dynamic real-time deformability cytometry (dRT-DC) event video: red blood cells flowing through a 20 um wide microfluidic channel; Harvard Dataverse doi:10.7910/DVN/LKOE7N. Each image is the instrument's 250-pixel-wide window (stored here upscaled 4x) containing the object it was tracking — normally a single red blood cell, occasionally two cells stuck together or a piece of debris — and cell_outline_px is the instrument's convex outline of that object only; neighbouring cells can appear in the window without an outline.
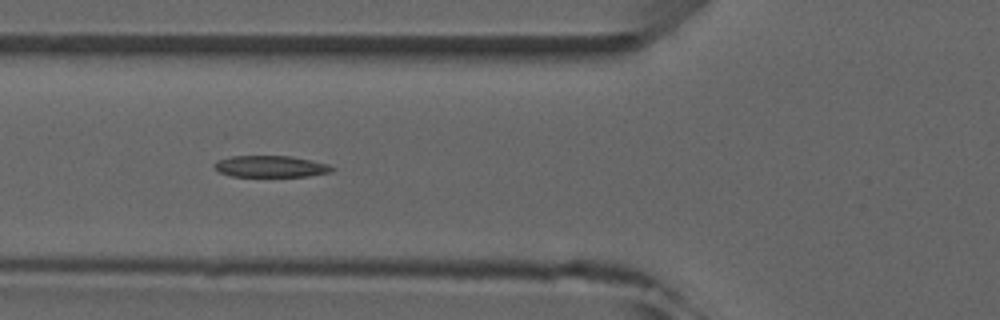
{"species": "common noctule bat (a hibernating species)", "species_latin": "Nyctalus noctula", "temperature_condition": "room temperature", "stored_images_in_passage": 8, "camera_frame_rate_fps": 3000, "um_per_image_px": 0.085, "animal": {"sex": "male", "forearm_length_mm": 52.5}, "frame": {"image": 1, "passage_image": 6, "time_ms": 5.667, "image_size_px": [1000, 320], "cell_outline_px": [[336, 168], [332, 172], [308, 176], [232, 176], [220, 172], [212, 164], [216, 160], [232, 156], [288, 156], [312, 160], [328, 164]], "centroid_in_image_um": [23.02, 14.14], "position_along_channel_um": 102.8, "area_um2": 14.74}}
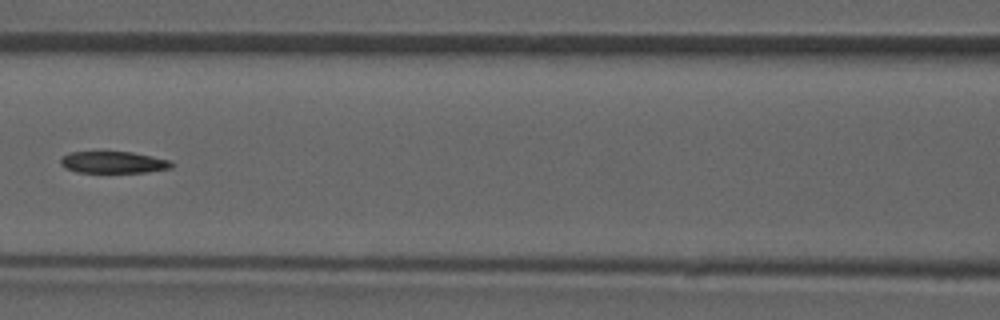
{"frame": {"image": 2, "passage_image": 7, "time_ms": 7.0, "image_size_px": [1000, 320], "cell_outline_px": [[176, 164], [172, 168], [144, 172], [76, 172], [64, 168], [60, 164], [60, 160], [68, 152], [132, 152], [172, 160]], "centroid_in_image_um": [9.67, 13.8], "position_along_channel_um": 156.9, "area_um2": 14.16}}